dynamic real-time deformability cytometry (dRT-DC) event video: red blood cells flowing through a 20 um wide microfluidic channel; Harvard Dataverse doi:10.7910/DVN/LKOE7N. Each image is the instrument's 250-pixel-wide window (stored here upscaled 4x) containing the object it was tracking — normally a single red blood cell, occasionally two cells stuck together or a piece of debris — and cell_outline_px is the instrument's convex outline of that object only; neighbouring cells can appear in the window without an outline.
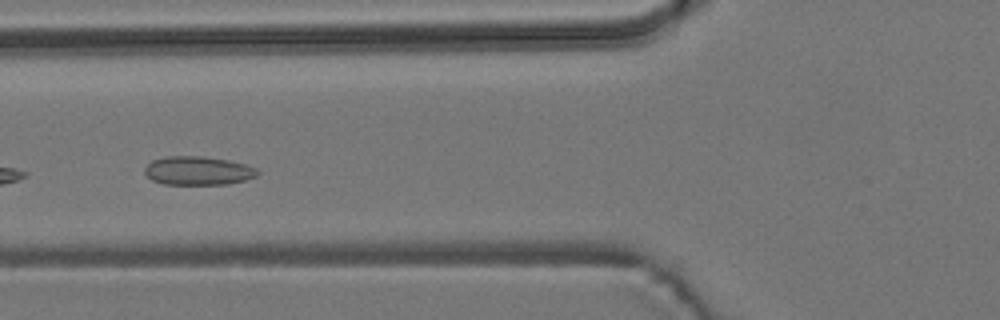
{"species": "common noctule bat (a hibernating species)", "species_latin": "Nyctalus noctula", "temperature_condition": "room temperature", "stored_images_in_passage": 7, "camera_frame_rate_fps": 3000, "um_per_image_px": 0.085, "animal": {"sex": "male", "body_mass_g": 19.2, "forearm_length_mm": 51.8}, "frame": {"image": 1, "passage_image": 5, "time_ms": 4.667, "image_size_px": [1000, 320], "cell_outline_px": [[260, 172], [256, 176], [244, 180], [228, 184], [164, 184], [152, 180], [144, 172], [144, 168], [152, 160], [164, 156], [204, 156], [228, 160], [244, 164], [256, 168]], "centroid_in_image_um": [16.82, 14.5], "position_along_channel_um": 109.0, "area_um2": 18.84}}
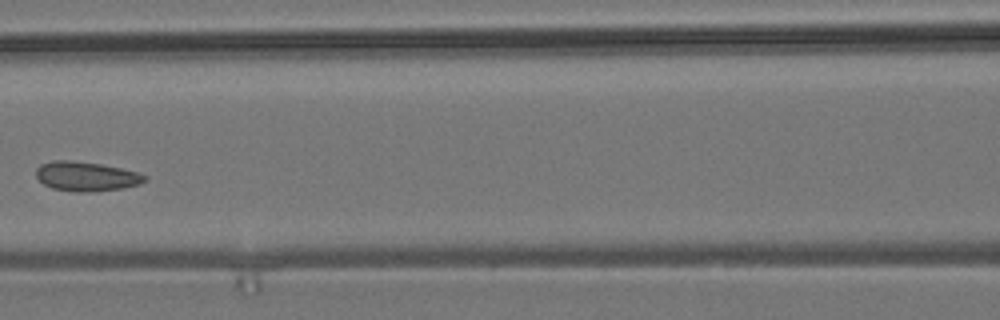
{"frame": {"image": 2, "passage_image": 6, "time_ms": 6.0, "image_size_px": [1000, 320], "cell_outline_px": [[148, 180], [140, 184], [124, 188], [92, 192], [76, 192], [52, 188], [44, 184], [36, 176], [36, 168], [40, 164], [52, 160], [72, 160], [100, 164], [120, 168], [136, 172], [148, 176]], "centroid_in_image_um": [7.34, 14.99], "position_along_channel_um": 159.3, "area_um2": 18.79}}
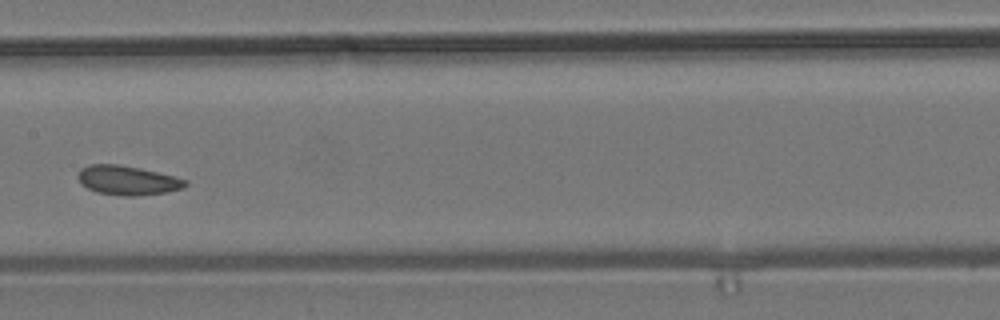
{"frame": {"image": 3, "passage_image": 7, "time_ms": 7.0, "image_size_px": [1000, 320], "cell_outline_px": [[188, 184], [184, 188], [168, 192], [136, 196], [124, 196], [96, 192], [80, 184], [76, 176], [80, 168], [88, 164], [116, 164], [140, 168], [188, 180]], "centroid_in_image_um": [10.81, 15.33], "position_along_channel_um": 196.6, "area_um2": 18.5}}